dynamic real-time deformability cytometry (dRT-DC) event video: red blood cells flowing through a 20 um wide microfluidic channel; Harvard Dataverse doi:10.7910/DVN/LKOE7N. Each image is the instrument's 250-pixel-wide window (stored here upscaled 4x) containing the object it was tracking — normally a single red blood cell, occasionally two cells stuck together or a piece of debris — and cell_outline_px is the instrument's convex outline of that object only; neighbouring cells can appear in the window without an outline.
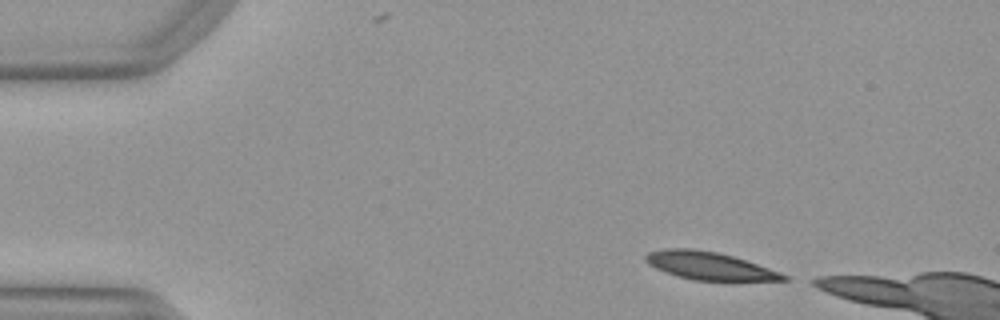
{"species": "Egyptian fruit bat (a non-hibernating species)", "species_latin": "Rousettus aegyptiacus", "temperature_condition": "warm", "stored_images_in_passage": 8, "camera_frame_rate_fps": 3000, "um_per_image_px": 0.085, "animal": {"sex": "female"}, "frame": {"image": 1, "passage_image": 1, "time_ms": 0.0, "image_size_px": [1000, 320], "cell_outline_px": [[792, 280], [692, 280], [676, 276], [664, 272], [648, 264], [644, 260], [644, 256], [648, 252], [664, 248], [692, 248], [716, 252], [732, 256], [780, 272], [788, 276]], "centroid_in_image_um": [60.23, 22.59], "position_along_channel_um": 24.8, "area_um2": 22.2}}